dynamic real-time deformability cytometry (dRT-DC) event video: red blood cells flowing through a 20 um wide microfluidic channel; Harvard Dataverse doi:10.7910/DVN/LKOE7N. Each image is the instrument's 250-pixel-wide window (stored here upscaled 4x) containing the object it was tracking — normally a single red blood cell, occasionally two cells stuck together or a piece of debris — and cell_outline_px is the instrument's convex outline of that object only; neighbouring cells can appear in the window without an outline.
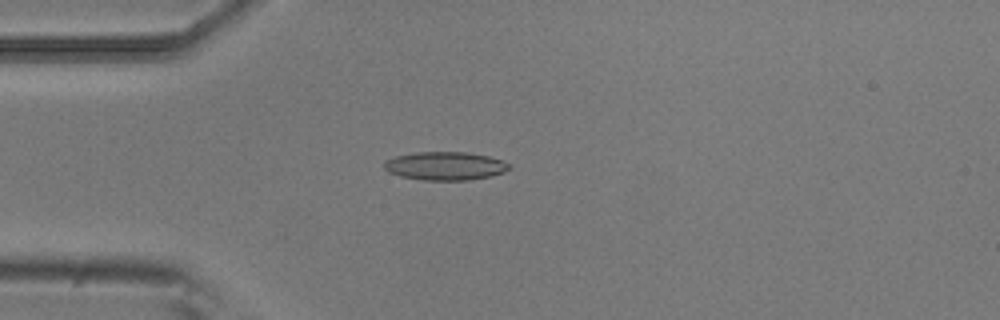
{"species": "common noctule bat (a hibernating species)", "species_latin": "Nyctalus noctula", "temperature_condition": "room temperature", "stored_images_in_passage": 6, "camera_frame_rate_fps": 3000, "um_per_image_px": 0.085, "animal": {"sex": "male", "body_mass_g": 20.5, "forearm_length_mm": 52.5}, "frame": {"image": 1, "passage_image": 4, "time_ms": 1.0, "image_size_px": [1000, 320], "cell_outline_px": [[512, 168], [504, 172], [492, 176], [468, 180], [420, 180], [400, 176], [388, 172], [384, 168], [384, 160], [396, 156], [416, 152], [468, 152], [488, 156], [512, 164]], "centroid_in_image_um": [37.85, 14.11], "position_along_channel_um": 47.1, "area_um2": 20.87}}